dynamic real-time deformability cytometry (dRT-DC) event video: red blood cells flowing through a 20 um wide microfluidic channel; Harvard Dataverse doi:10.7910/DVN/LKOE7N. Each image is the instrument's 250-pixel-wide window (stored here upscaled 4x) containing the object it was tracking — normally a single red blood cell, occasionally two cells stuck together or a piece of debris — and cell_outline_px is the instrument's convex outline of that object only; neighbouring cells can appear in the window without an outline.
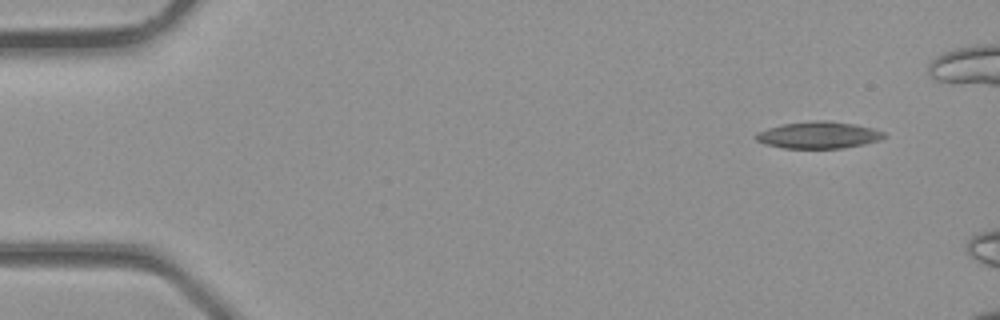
{"species": "common noctule bat (a hibernating species)", "species_latin": "Nyctalus noctula", "temperature_condition": "room temperature", "stored_images_in_passage": 3, "camera_frame_rate_fps": 3000, "um_per_image_px": 0.085, "animal": {"sex": "male", "body_mass_g": 23.1, "forearm_length_mm": 52.7}, "frame": {"image": 1, "passage_image": 3, "time_ms": 0.667, "image_size_px": [1000, 320], "cell_outline_px": [[888, 136], [880, 140], [864, 144], [840, 148], [784, 148], [764, 144], [756, 140], [752, 136], [756, 132], [768, 128], [784, 124], [820, 120], [828, 120], [856, 124], [872, 128], [884, 132]], "centroid_in_image_um": [69.57, 11.48], "position_along_channel_um": 15.4, "area_um2": 20.11}}